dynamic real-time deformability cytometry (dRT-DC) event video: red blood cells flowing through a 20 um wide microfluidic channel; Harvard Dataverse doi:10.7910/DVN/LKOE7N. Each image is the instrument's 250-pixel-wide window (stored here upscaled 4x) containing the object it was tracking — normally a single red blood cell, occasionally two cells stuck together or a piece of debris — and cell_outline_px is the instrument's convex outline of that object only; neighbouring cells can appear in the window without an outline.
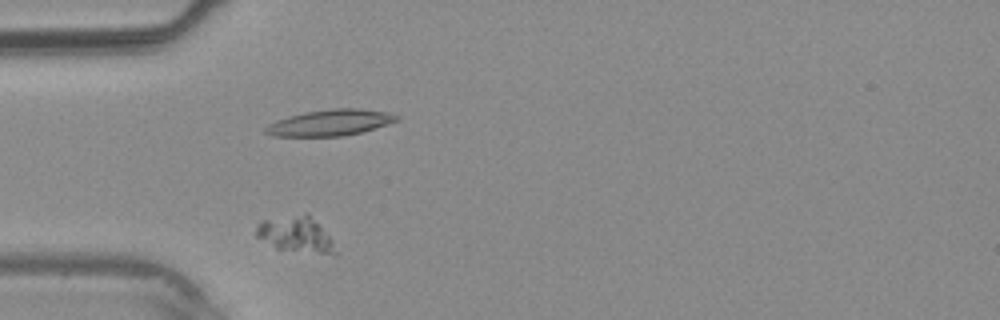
{"species": "common noctule bat (a hibernating species)", "species_latin": "Nyctalus noctula", "temperature_condition": "warm", "stored_images_in_passage": 26, "camera_frame_rate_fps": 3000, "um_per_image_px": 0.085, "animal": {"sex": "male", "body_mass_g": 20.4}, "frame": {"image": 1, "passage_image": 1, "time_ms": 0.0, "image_size_px": [1000, 320], "cell_outline_px": [[336, 252], [280, 252], [256, 236], [256, 224], [260, 220], [304, 212], [308, 212], [332, 240]], "centroid_in_image_um": [25.04, 19.9], "position_along_channel_um": 60.0, "area_um2": 16.76}}
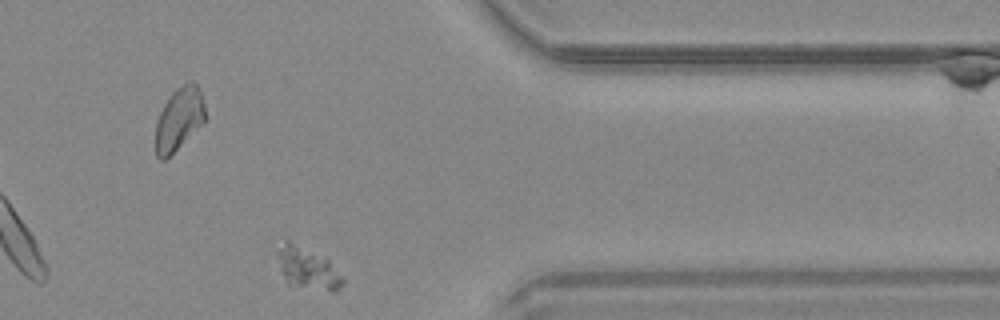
{"frame": {"image": 2, "passage_image": 22, "time_ms": 7.0, "image_size_px": [1000, 320], "cell_outline_px": [[344, 284], [336, 292], [332, 292], [288, 284], [280, 268], [276, 252], [288, 240], [328, 260], [344, 276]], "centroid_in_image_um": [26.2, 22.86], "position_along_channel_um": 385.2, "area_um2": 15.55}}